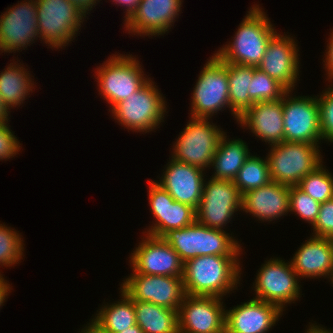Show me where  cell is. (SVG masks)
<instances>
[{"mask_svg": "<svg viewBox=\"0 0 333 333\" xmlns=\"http://www.w3.org/2000/svg\"><path fill=\"white\" fill-rule=\"evenodd\" d=\"M298 274L290 262L270 258L259 269L253 284L255 298L278 306L284 311V305L300 298Z\"/></svg>", "mask_w": 333, "mask_h": 333, "instance_id": "10", "label": "cell"}, {"mask_svg": "<svg viewBox=\"0 0 333 333\" xmlns=\"http://www.w3.org/2000/svg\"><path fill=\"white\" fill-rule=\"evenodd\" d=\"M222 298L186 295L178 311L179 333H225Z\"/></svg>", "mask_w": 333, "mask_h": 333, "instance_id": "16", "label": "cell"}, {"mask_svg": "<svg viewBox=\"0 0 333 333\" xmlns=\"http://www.w3.org/2000/svg\"><path fill=\"white\" fill-rule=\"evenodd\" d=\"M194 87L192 117L212 118L221 109L230 108L227 67L215 55L204 65Z\"/></svg>", "mask_w": 333, "mask_h": 333, "instance_id": "9", "label": "cell"}, {"mask_svg": "<svg viewBox=\"0 0 333 333\" xmlns=\"http://www.w3.org/2000/svg\"><path fill=\"white\" fill-rule=\"evenodd\" d=\"M166 106L164 97L150 79L140 90L117 103L111 112L119 125L147 133L164 121Z\"/></svg>", "mask_w": 333, "mask_h": 333, "instance_id": "6", "label": "cell"}, {"mask_svg": "<svg viewBox=\"0 0 333 333\" xmlns=\"http://www.w3.org/2000/svg\"><path fill=\"white\" fill-rule=\"evenodd\" d=\"M161 179L156 181L170 196L197 210L203 193V169L171 158Z\"/></svg>", "mask_w": 333, "mask_h": 333, "instance_id": "20", "label": "cell"}, {"mask_svg": "<svg viewBox=\"0 0 333 333\" xmlns=\"http://www.w3.org/2000/svg\"><path fill=\"white\" fill-rule=\"evenodd\" d=\"M290 212L299 215L303 220L314 224L319 213L320 202L303 192L297 186H290L289 191Z\"/></svg>", "mask_w": 333, "mask_h": 333, "instance_id": "34", "label": "cell"}, {"mask_svg": "<svg viewBox=\"0 0 333 333\" xmlns=\"http://www.w3.org/2000/svg\"><path fill=\"white\" fill-rule=\"evenodd\" d=\"M287 91L276 79L254 67L250 83V98L254 102L276 101L281 99Z\"/></svg>", "mask_w": 333, "mask_h": 333, "instance_id": "32", "label": "cell"}, {"mask_svg": "<svg viewBox=\"0 0 333 333\" xmlns=\"http://www.w3.org/2000/svg\"><path fill=\"white\" fill-rule=\"evenodd\" d=\"M306 333H324V328L315 324H310Z\"/></svg>", "mask_w": 333, "mask_h": 333, "instance_id": "44", "label": "cell"}, {"mask_svg": "<svg viewBox=\"0 0 333 333\" xmlns=\"http://www.w3.org/2000/svg\"><path fill=\"white\" fill-rule=\"evenodd\" d=\"M240 23L233 42L214 55L225 63L258 67L270 39L277 33L259 5H254Z\"/></svg>", "mask_w": 333, "mask_h": 333, "instance_id": "2", "label": "cell"}, {"mask_svg": "<svg viewBox=\"0 0 333 333\" xmlns=\"http://www.w3.org/2000/svg\"><path fill=\"white\" fill-rule=\"evenodd\" d=\"M324 333H333V332H331L330 330H326V328H324Z\"/></svg>", "mask_w": 333, "mask_h": 333, "instance_id": "46", "label": "cell"}, {"mask_svg": "<svg viewBox=\"0 0 333 333\" xmlns=\"http://www.w3.org/2000/svg\"><path fill=\"white\" fill-rule=\"evenodd\" d=\"M120 333H144L143 330L136 324L128 329L123 330Z\"/></svg>", "mask_w": 333, "mask_h": 333, "instance_id": "45", "label": "cell"}, {"mask_svg": "<svg viewBox=\"0 0 333 333\" xmlns=\"http://www.w3.org/2000/svg\"><path fill=\"white\" fill-rule=\"evenodd\" d=\"M9 64L5 71L0 73V96L9 110L20 106L26 100L27 95L34 88V81L30 77L23 64ZM33 82V83H32ZM11 108V109H10Z\"/></svg>", "mask_w": 333, "mask_h": 333, "instance_id": "28", "label": "cell"}, {"mask_svg": "<svg viewBox=\"0 0 333 333\" xmlns=\"http://www.w3.org/2000/svg\"><path fill=\"white\" fill-rule=\"evenodd\" d=\"M320 97L319 103L320 129L322 140L333 143V86L328 87ZM327 139V140H326Z\"/></svg>", "mask_w": 333, "mask_h": 333, "instance_id": "35", "label": "cell"}, {"mask_svg": "<svg viewBox=\"0 0 333 333\" xmlns=\"http://www.w3.org/2000/svg\"><path fill=\"white\" fill-rule=\"evenodd\" d=\"M226 135L221 136L214 153L211 166L215 172L211 178L233 181L251 154L246 142L240 138L230 141Z\"/></svg>", "mask_w": 333, "mask_h": 333, "instance_id": "25", "label": "cell"}, {"mask_svg": "<svg viewBox=\"0 0 333 333\" xmlns=\"http://www.w3.org/2000/svg\"><path fill=\"white\" fill-rule=\"evenodd\" d=\"M36 4L39 38L50 48L67 46L86 14L68 0H36Z\"/></svg>", "mask_w": 333, "mask_h": 333, "instance_id": "7", "label": "cell"}, {"mask_svg": "<svg viewBox=\"0 0 333 333\" xmlns=\"http://www.w3.org/2000/svg\"><path fill=\"white\" fill-rule=\"evenodd\" d=\"M238 257L202 255L185 261L182 280L186 295L222 298L231 293L240 284Z\"/></svg>", "mask_w": 333, "mask_h": 333, "instance_id": "1", "label": "cell"}, {"mask_svg": "<svg viewBox=\"0 0 333 333\" xmlns=\"http://www.w3.org/2000/svg\"><path fill=\"white\" fill-rule=\"evenodd\" d=\"M122 299L111 305L105 304L93 320L109 333H120L136 325V314L133 300L121 289Z\"/></svg>", "mask_w": 333, "mask_h": 333, "instance_id": "29", "label": "cell"}, {"mask_svg": "<svg viewBox=\"0 0 333 333\" xmlns=\"http://www.w3.org/2000/svg\"><path fill=\"white\" fill-rule=\"evenodd\" d=\"M185 262L202 255H240L238 241L224 230L209 228L195 221L193 224L171 230L162 237Z\"/></svg>", "mask_w": 333, "mask_h": 333, "instance_id": "3", "label": "cell"}, {"mask_svg": "<svg viewBox=\"0 0 333 333\" xmlns=\"http://www.w3.org/2000/svg\"><path fill=\"white\" fill-rule=\"evenodd\" d=\"M130 256L133 273L182 277L184 262L163 238L145 235Z\"/></svg>", "mask_w": 333, "mask_h": 333, "instance_id": "15", "label": "cell"}, {"mask_svg": "<svg viewBox=\"0 0 333 333\" xmlns=\"http://www.w3.org/2000/svg\"><path fill=\"white\" fill-rule=\"evenodd\" d=\"M148 182V199L155 223L144 233L162 238L167 232L185 228L196 221L193 207L175 201L155 180Z\"/></svg>", "mask_w": 333, "mask_h": 333, "instance_id": "17", "label": "cell"}, {"mask_svg": "<svg viewBox=\"0 0 333 333\" xmlns=\"http://www.w3.org/2000/svg\"><path fill=\"white\" fill-rule=\"evenodd\" d=\"M282 313L278 306L253 297L225 310V333H267Z\"/></svg>", "mask_w": 333, "mask_h": 333, "instance_id": "21", "label": "cell"}, {"mask_svg": "<svg viewBox=\"0 0 333 333\" xmlns=\"http://www.w3.org/2000/svg\"><path fill=\"white\" fill-rule=\"evenodd\" d=\"M3 14V15H2ZM0 15V52H16L39 37L36 0H24Z\"/></svg>", "mask_w": 333, "mask_h": 333, "instance_id": "14", "label": "cell"}, {"mask_svg": "<svg viewBox=\"0 0 333 333\" xmlns=\"http://www.w3.org/2000/svg\"><path fill=\"white\" fill-rule=\"evenodd\" d=\"M312 236L333 239V198L320 204Z\"/></svg>", "mask_w": 333, "mask_h": 333, "instance_id": "36", "label": "cell"}, {"mask_svg": "<svg viewBox=\"0 0 333 333\" xmlns=\"http://www.w3.org/2000/svg\"><path fill=\"white\" fill-rule=\"evenodd\" d=\"M271 181L267 157L263 159L260 156L257 157L252 154L245 160L236 178L233 180L241 195L262 187Z\"/></svg>", "mask_w": 333, "mask_h": 333, "instance_id": "30", "label": "cell"}, {"mask_svg": "<svg viewBox=\"0 0 333 333\" xmlns=\"http://www.w3.org/2000/svg\"><path fill=\"white\" fill-rule=\"evenodd\" d=\"M75 4L81 11H83L85 14L90 13L88 11H91L93 7L96 6L97 2H100L99 0H68ZM97 1V2H96Z\"/></svg>", "mask_w": 333, "mask_h": 333, "instance_id": "40", "label": "cell"}, {"mask_svg": "<svg viewBox=\"0 0 333 333\" xmlns=\"http://www.w3.org/2000/svg\"><path fill=\"white\" fill-rule=\"evenodd\" d=\"M330 38H329V43L327 45V52H326V57L325 60H323V62L325 63L324 68H326L327 70V75H328V80L332 81L333 80V31L330 34ZM331 79V80H330Z\"/></svg>", "mask_w": 333, "mask_h": 333, "instance_id": "38", "label": "cell"}, {"mask_svg": "<svg viewBox=\"0 0 333 333\" xmlns=\"http://www.w3.org/2000/svg\"><path fill=\"white\" fill-rule=\"evenodd\" d=\"M326 170V167L321 164L308 173L296 186L320 203L332 199L333 175Z\"/></svg>", "mask_w": 333, "mask_h": 333, "instance_id": "31", "label": "cell"}, {"mask_svg": "<svg viewBox=\"0 0 333 333\" xmlns=\"http://www.w3.org/2000/svg\"><path fill=\"white\" fill-rule=\"evenodd\" d=\"M319 145L303 142H286L271 145L267 159L272 181L296 186L308 173L323 161Z\"/></svg>", "mask_w": 333, "mask_h": 333, "instance_id": "4", "label": "cell"}, {"mask_svg": "<svg viewBox=\"0 0 333 333\" xmlns=\"http://www.w3.org/2000/svg\"><path fill=\"white\" fill-rule=\"evenodd\" d=\"M222 63L227 67L230 109L238 122L239 118L255 103L250 98V83L254 67Z\"/></svg>", "mask_w": 333, "mask_h": 333, "instance_id": "27", "label": "cell"}, {"mask_svg": "<svg viewBox=\"0 0 333 333\" xmlns=\"http://www.w3.org/2000/svg\"><path fill=\"white\" fill-rule=\"evenodd\" d=\"M20 147V142L7 122H0V160L10 159L19 154Z\"/></svg>", "mask_w": 333, "mask_h": 333, "instance_id": "37", "label": "cell"}, {"mask_svg": "<svg viewBox=\"0 0 333 333\" xmlns=\"http://www.w3.org/2000/svg\"><path fill=\"white\" fill-rule=\"evenodd\" d=\"M8 107L3 102V99L0 96V122H7L8 123V115L10 111H8Z\"/></svg>", "mask_w": 333, "mask_h": 333, "instance_id": "43", "label": "cell"}, {"mask_svg": "<svg viewBox=\"0 0 333 333\" xmlns=\"http://www.w3.org/2000/svg\"><path fill=\"white\" fill-rule=\"evenodd\" d=\"M113 2H115L116 4H120V6L124 5L126 6V16H125V21H127L132 14L136 11V8L139 6V3L141 2V0H113Z\"/></svg>", "mask_w": 333, "mask_h": 333, "instance_id": "39", "label": "cell"}, {"mask_svg": "<svg viewBox=\"0 0 333 333\" xmlns=\"http://www.w3.org/2000/svg\"><path fill=\"white\" fill-rule=\"evenodd\" d=\"M299 278L333 276V239L311 236L290 261Z\"/></svg>", "mask_w": 333, "mask_h": 333, "instance_id": "24", "label": "cell"}, {"mask_svg": "<svg viewBox=\"0 0 333 333\" xmlns=\"http://www.w3.org/2000/svg\"><path fill=\"white\" fill-rule=\"evenodd\" d=\"M290 186L275 181L242 194L241 210L262 221H273L290 212Z\"/></svg>", "mask_w": 333, "mask_h": 333, "instance_id": "22", "label": "cell"}, {"mask_svg": "<svg viewBox=\"0 0 333 333\" xmlns=\"http://www.w3.org/2000/svg\"><path fill=\"white\" fill-rule=\"evenodd\" d=\"M290 92L288 90L282 97L284 141L320 144L322 134L317 96L292 97Z\"/></svg>", "mask_w": 333, "mask_h": 333, "instance_id": "12", "label": "cell"}, {"mask_svg": "<svg viewBox=\"0 0 333 333\" xmlns=\"http://www.w3.org/2000/svg\"><path fill=\"white\" fill-rule=\"evenodd\" d=\"M241 200L242 195L232 180L210 178L203 185L196 221L209 228L223 230L235 211L241 210Z\"/></svg>", "mask_w": 333, "mask_h": 333, "instance_id": "11", "label": "cell"}, {"mask_svg": "<svg viewBox=\"0 0 333 333\" xmlns=\"http://www.w3.org/2000/svg\"><path fill=\"white\" fill-rule=\"evenodd\" d=\"M182 0H141L132 16L125 21L129 34L159 36L165 34L181 11Z\"/></svg>", "mask_w": 333, "mask_h": 333, "instance_id": "19", "label": "cell"}, {"mask_svg": "<svg viewBox=\"0 0 333 333\" xmlns=\"http://www.w3.org/2000/svg\"><path fill=\"white\" fill-rule=\"evenodd\" d=\"M208 120L191 117L173 144V159L203 170L211 166L219 140L225 132Z\"/></svg>", "mask_w": 333, "mask_h": 333, "instance_id": "8", "label": "cell"}, {"mask_svg": "<svg viewBox=\"0 0 333 333\" xmlns=\"http://www.w3.org/2000/svg\"><path fill=\"white\" fill-rule=\"evenodd\" d=\"M80 333H109L104 331L93 319L91 323H88Z\"/></svg>", "mask_w": 333, "mask_h": 333, "instance_id": "42", "label": "cell"}, {"mask_svg": "<svg viewBox=\"0 0 333 333\" xmlns=\"http://www.w3.org/2000/svg\"><path fill=\"white\" fill-rule=\"evenodd\" d=\"M298 51L292 37L276 33L268 42L265 55L257 68L291 91L295 89L300 72Z\"/></svg>", "mask_w": 333, "mask_h": 333, "instance_id": "18", "label": "cell"}, {"mask_svg": "<svg viewBox=\"0 0 333 333\" xmlns=\"http://www.w3.org/2000/svg\"><path fill=\"white\" fill-rule=\"evenodd\" d=\"M10 290H12L10 284L3 278L2 274H0V307L3 306L2 304L6 301L5 299L11 292Z\"/></svg>", "mask_w": 333, "mask_h": 333, "instance_id": "41", "label": "cell"}, {"mask_svg": "<svg viewBox=\"0 0 333 333\" xmlns=\"http://www.w3.org/2000/svg\"><path fill=\"white\" fill-rule=\"evenodd\" d=\"M269 145L284 141L283 101L255 102L238 120Z\"/></svg>", "mask_w": 333, "mask_h": 333, "instance_id": "23", "label": "cell"}, {"mask_svg": "<svg viewBox=\"0 0 333 333\" xmlns=\"http://www.w3.org/2000/svg\"><path fill=\"white\" fill-rule=\"evenodd\" d=\"M23 239L15 229L0 224V265L11 267L23 259Z\"/></svg>", "mask_w": 333, "mask_h": 333, "instance_id": "33", "label": "cell"}, {"mask_svg": "<svg viewBox=\"0 0 333 333\" xmlns=\"http://www.w3.org/2000/svg\"><path fill=\"white\" fill-rule=\"evenodd\" d=\"M136 324L144 333H179L178 311L133 300Z\"/></svg>", "mask_w": 333, "mask_h": 333, "instance_id": "26", "label": "cell"}, {"mask_svg": "<svg viewBox=\"0 0 333 333\" xmlns=\"http://www.w3.org/2000/svg\"><path fill=\"white\" fill-rule=\"evenodd\" d=\"M120 285L132 300L179 311L186 296L182 277L131 273Z\"/></svg>", "mask_w": 333, "mask_h": 333, "instance_id": "13", "label": "cell"}, {"mask_svg": "<svg viewBox=\"0 0 333 333\" xmlns=\"http://www.w3.org/2000/svg\"><path fill=\"white\" fill-rule=\"evenodd\" d=\"M96 70L99 94L110 103V109L150 80L144 77L139 61L130 54H113Z\"/></svg>", "mask_w": 333, "mask_h": 333, "instance_id": "5", "label": "cell"}]
</instances>
